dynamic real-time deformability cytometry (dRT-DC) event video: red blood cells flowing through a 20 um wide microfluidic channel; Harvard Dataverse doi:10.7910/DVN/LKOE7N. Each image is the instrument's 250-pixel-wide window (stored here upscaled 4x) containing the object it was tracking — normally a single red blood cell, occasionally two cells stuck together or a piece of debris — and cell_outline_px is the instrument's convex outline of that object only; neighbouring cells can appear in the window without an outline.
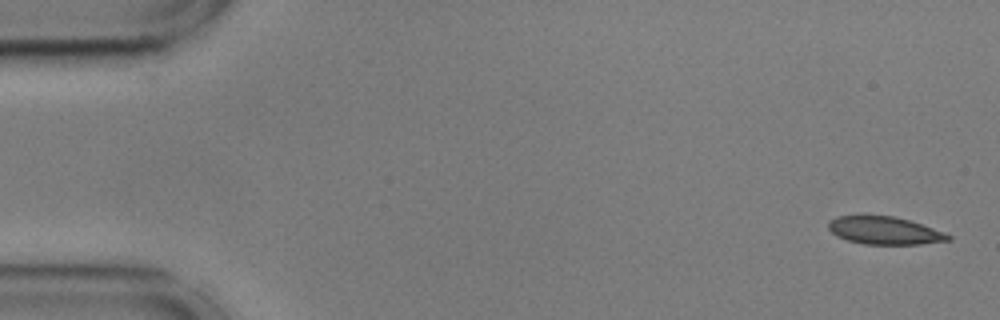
{"species": "common noctule bat (a hibernating species)", "species_latin": "Nyctalus noctula", "temperature_condition": "cold", "stored_images_in_passage": 16, "camera_frame_rate_fps": 3000, "um_per_image_px": 0.085, "animal": {"sex": "male", "body_mass_g": 17.9, "forearm_length_mm": 54.2}, "frame": {"image": 1, "passage_image": 1, "time_ms": 0.0, "image_size_px": [1000, 320], "cell_outline_px": [[952, 240], [920, 244], [864, 244], [848, 240], [836, 236], [828, 228], [828, 220], [836, 216], [860, 212], [864, 212], [892, 216], [908, 220], [932, 228], [952, 236]], "centroid_in_image_um": [75.08, 19.54], "position_along_channel_um": 9.9, "area_um2": 20.0}}
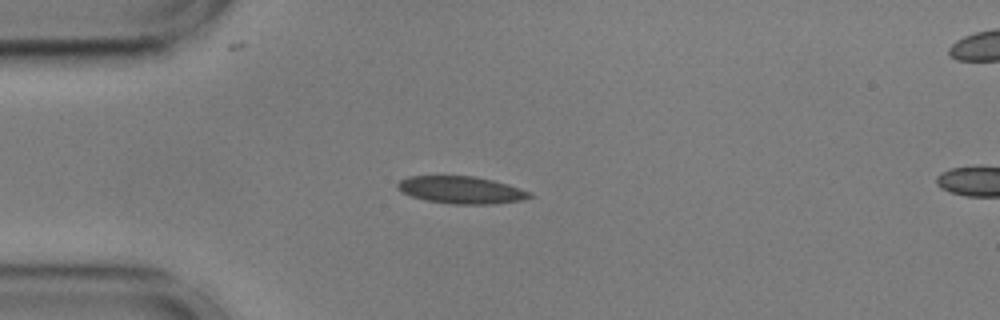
{"frame": {"image": 2, "passage_image": 13, "time_ms": 4.0, "image_size_px": [1000, 320], "cell_outline_px": [[532, 196], [524, 200], [496, 204], [452, 204], [424, 200], [412, 196], [396, 188], [396, 184], [400, 180], [408, 176], [476, 176], [508, 184], [532, 192]], "centroid_in_image_um": [39.23, 16.15], "position_along_channel_um": 45.8, "area_um2": 21.15}}